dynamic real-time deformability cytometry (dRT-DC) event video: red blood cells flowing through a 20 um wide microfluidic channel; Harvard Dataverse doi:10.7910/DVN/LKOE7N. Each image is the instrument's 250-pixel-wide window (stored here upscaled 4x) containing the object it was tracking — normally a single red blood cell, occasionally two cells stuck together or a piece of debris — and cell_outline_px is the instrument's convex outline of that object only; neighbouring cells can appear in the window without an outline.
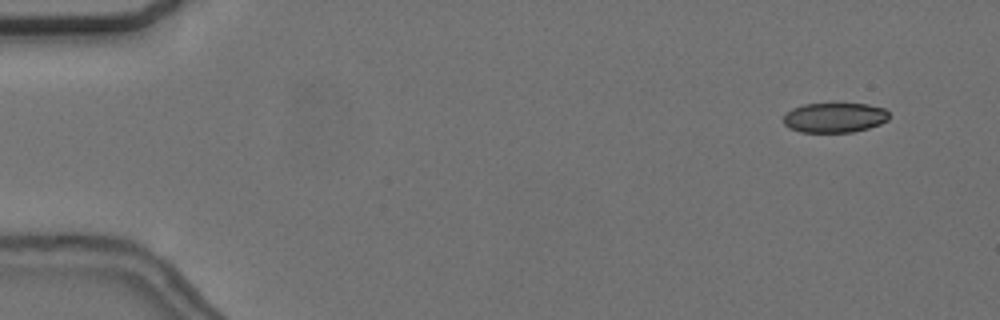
{"species": "common noctule bat (a hibernating species)", "species_latin": "Nyctalus noctula", "temperature_condition": "cold", "stored_images_in_passage": 53, "camera_frame_rate_fps": 3000, "um_per_image_px": 0.085, "animal": {"sex": "female", "body_mass_g": 24.6, "forearm_length_mm": 56.2}, "frame": {"image": 1, "passage_image": 1, "time_ms": 0.0, "image_size_px": [1000, 320], "cell_outline_px": [[888, 120], [880, 124], [868, 128], [852, 132], [800, 132], [788, 128], [784, 124], [784, 116], [792, 108], [804, 104], [868, 104], [884, 108], [888, 112]], "centroid_in_image_um": [70.93, 10.0], "position_along_channel_um": 14.1, "area_um2": 18.32}}
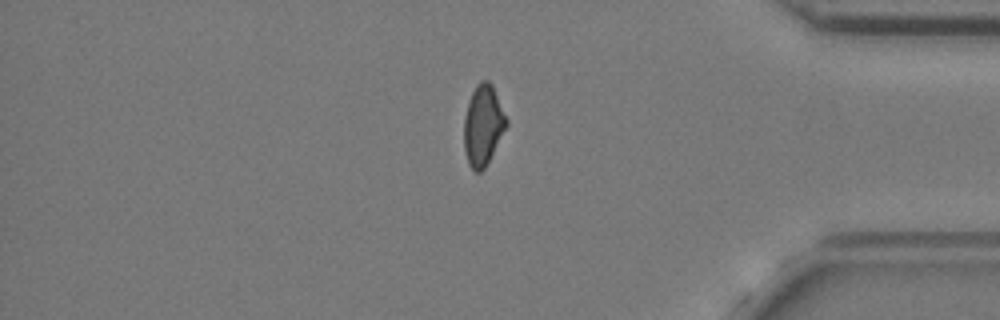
{"frame": {"image": 2, "passage_image": 44, "time_ms": 14.333, "image_size_px": [1000, 320], "cell_outline_px": [[508, 124], [484, 168], [480, 172], [476, 172], [468, 164], [464, 148], [464, 116], [472, 92], [476, 84], [480, 80], [488, 80], [492, 84], [508, 120]], "centroid_in_image_um": [41.05, 10.62], "position_along_channel_um": 394.1, "area_um2": 19.71}}
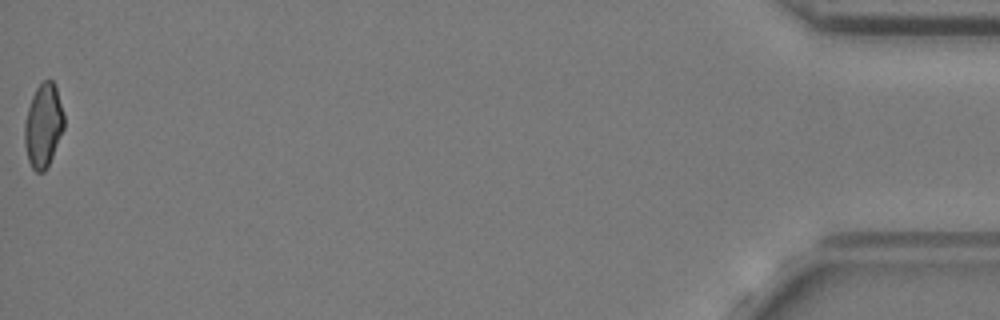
{"frame": {"image": 3, "passage_image": 53, "time_ms": 17.333, "image_size_px": [1000, 320], "cell_outline_px": [[64, 128], [48, 168], [44, 172], [36, 172], [32, 168], [28, 160], [24, 144], [24, 124], [28, 108], [32, 96], [36, 88], [44, 80], [52, 80], [56, 88], [64, 112]], "centroid_in_image_um": [3.68, 10.7], "position_along_channel_um": 431.5, "area_um2": 19.36}, "authors_computed_cell_mechanics": {"area_um2": 19.9988, "velocity_mm_per_s": 3.6813, "shape_relaxation_time_tau1_ms": null, "shape_relaxation_time_tau2_ms": 2.3741, "deformation_change_tau1": null, "deformation_change_tau2": 0.098}}